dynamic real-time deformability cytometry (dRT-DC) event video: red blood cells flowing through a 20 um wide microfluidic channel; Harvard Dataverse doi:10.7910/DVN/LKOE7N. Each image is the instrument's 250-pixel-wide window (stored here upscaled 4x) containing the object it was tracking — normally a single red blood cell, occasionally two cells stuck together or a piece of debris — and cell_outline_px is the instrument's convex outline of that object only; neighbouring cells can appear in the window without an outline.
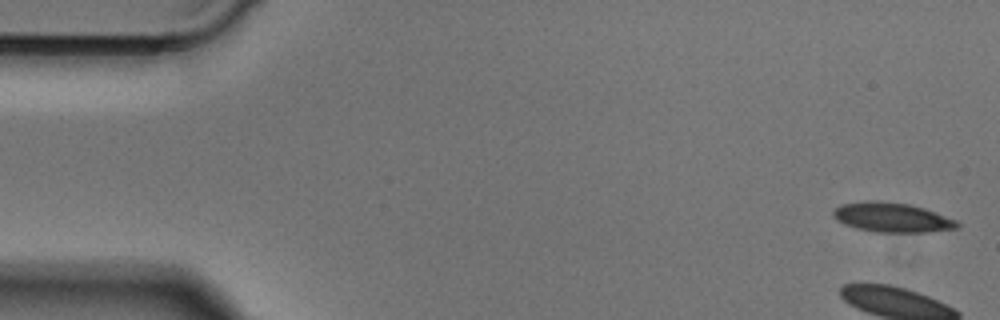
{"species": "Egyptian fruit bat (a non-hibernating species)", "species_latin": "Rousettus aegyptiacus", "temperature_condition": "cold", "stored_images_in_passage": 13, "camera_frame_rate_fps": 3000, "um_per_image_px": 0.085, "animal": {"sex": "male"}, "frame": {"image": 1, "passage_image": 1, "time_ms": 0.0, "image_size_px": [1000, 320], "cell_outline_px": [[960, 228], [928, 232], [876, 232], [856, 228], [844, 224], [836, 220], [832, 216], [832, 212], [840, 204], [868, 200], [876, 200], [908, 204], [924, 208], [956, 220], [960, 224]], "centroid_in_image_um": [75.8, 18.48], "position_along_channel_um": 9.2, "area_um2": 21.44}}